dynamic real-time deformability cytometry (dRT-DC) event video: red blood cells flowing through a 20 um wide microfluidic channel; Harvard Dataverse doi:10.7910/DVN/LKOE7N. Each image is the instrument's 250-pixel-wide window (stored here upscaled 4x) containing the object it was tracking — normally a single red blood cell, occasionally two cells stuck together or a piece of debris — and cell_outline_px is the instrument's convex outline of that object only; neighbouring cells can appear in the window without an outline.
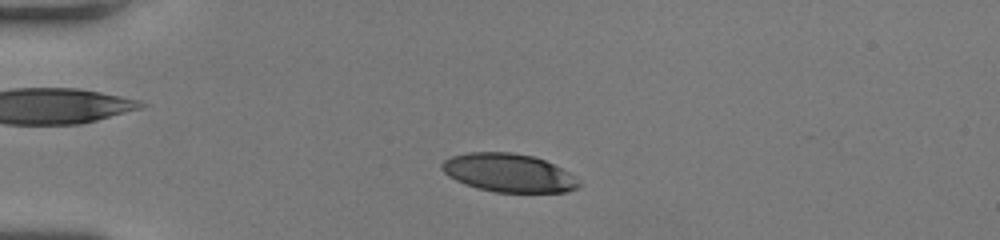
{"species": "human", "species_latin": "Homo sapiens", "temperature_condition": "room temperature", "stored_images_in_passage": 45, "camera_frame_rate_fps": 3000, "um_per_image_px": 0.085, "donor": {"sex": "female"}, "frame": {"image": 1, "passage_image": 7, "time_ms": 2.0, "image_size_px": [1000, 240], "cell_outline_px": [[580, 184], [576, 188], [568, 192], [496, 192], [476, 188], [464, 184], [448, 176], [440, 168], [440, 164], [444, 160], [452, 156], [468, 152], [512, 152], [532, 156], [544, 160], [576, 176]], "centroid_in_image_um": [43.2, 14.69], "position_along_channel_um": 41.8, "area_um2": 30.63}}
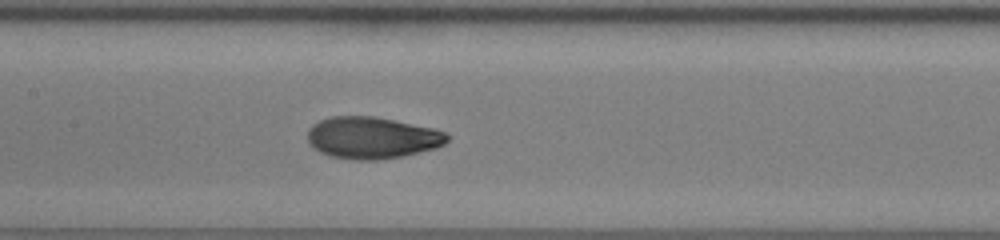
{"frame": {"image": 2, "passage_image": 20, "time_ms": 6.333, "image_size_px": [1000, 240], "cell_outline_px": [[448, 140], [444, 144], [436, 148], [404, 156], [380, 160], [352, 160], [328, 156], [312, 148], [308, 144], [308, 128], [312, 124], [320, 120], [332, 116], [372, 116], [432, 128], [444, 132], [448, 136]], "centroid_in_image_um": [31.57, 11.73], "position_along_channel_um": 175.8, "area_um2": 34.16}}
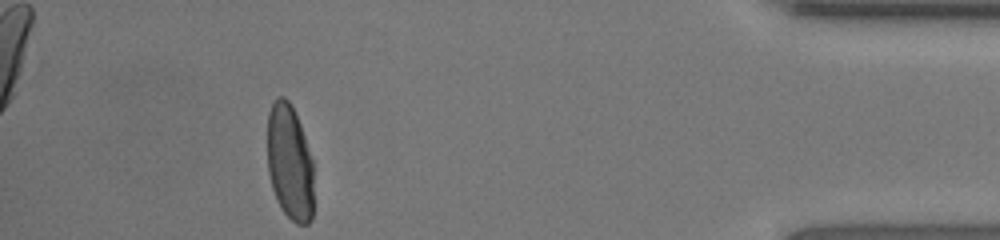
{"frame": {"image": 3, "passage_image": 41, "time_ms": 13.333, "image_size_px": [1000, 240], "cell_outline_px": [[312, 220], [308, 224], [296, 224], [284, 212], [276, 200], [272, 188], [268, 172], [268, 112], [276, 96], [284, 96], [292, 104], [300, 124], [312, 160]], "centroid_in_image_um": [24.61, 13.79], "position_along_channel_um": 410.6, "area_um2": 31.21}, "authors_computed_cell_mechanics": {"area_um2": 33.0616, "velocity_mm_per_s": 4.0694, "shape_relaxation_time_tau1_ms": 4.0906, "shape_relaxation_time_tau2_ms": 0.9005, "deformation_change_tau1": 0.2325, "deformation_change_tau2": 0.051}}